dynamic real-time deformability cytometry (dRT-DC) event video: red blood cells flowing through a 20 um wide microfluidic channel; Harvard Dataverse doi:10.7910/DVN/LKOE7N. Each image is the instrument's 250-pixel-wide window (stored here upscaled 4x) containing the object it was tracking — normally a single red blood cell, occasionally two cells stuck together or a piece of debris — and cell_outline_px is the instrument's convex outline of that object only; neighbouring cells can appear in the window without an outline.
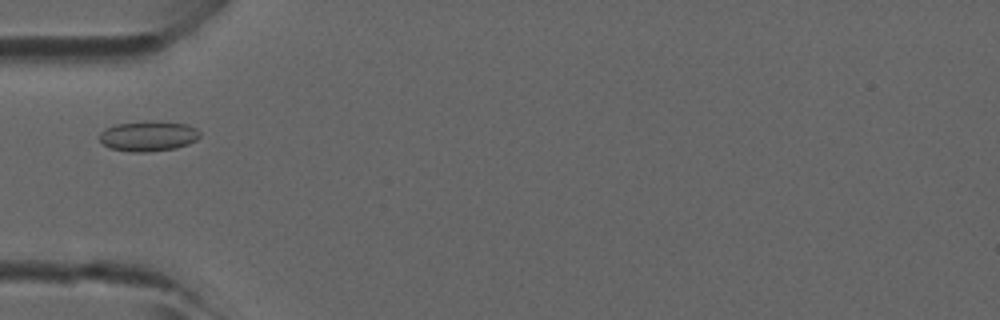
{"species": "common noctule bat (a hibernating species)", "species_latin": "Nyctalus noctula", "temperature_condition": "room temperature", "stored_images_in_passage": 4, "camera_frame_rate_fps": 3000, "um_per_image_px": 0.085, "animal": {"sex": "male", "forearm_length_mm": 52.5}, "frame": {"image": 1, "passage_image": 2, "time_ms": 0.333, "image_size_px": [1000, 320], "cell_outline_px": [[200, 136], [196, 140], [188, 144], [176, 148], [148, 152], [132, 152], [112, 148], [104, 144], [100, 140], [100, 132], [116, 124], [152, 120], [188, 124], [196, 128], [200, 132]], "centroid_in_image_um": [12.65, 11.56], "position_along_channel_um": 72.3, "area_um2": 17.69}}
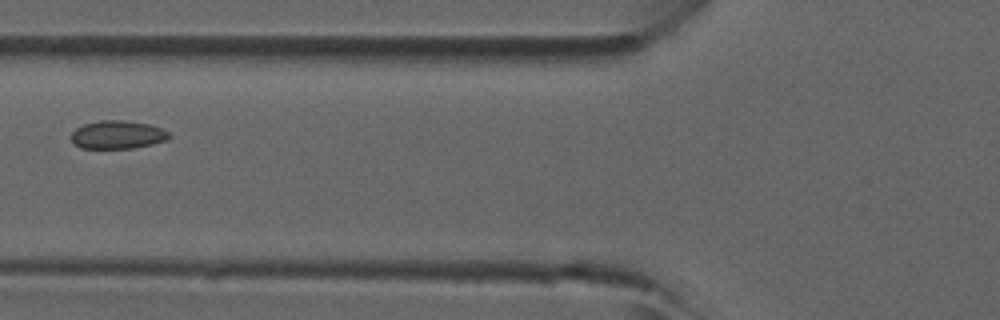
{"frame": {"image": 2, "passage_image": 3, "time_ms": 0.667, "image_size_px": [1000, 320], "cell_outline_px": [[172, 136], [164, 140], [152, 144], [132, 148], [80, 148], [72, 144], [72, 132], [76, 128], [84, 124], [100, 120], [120, 120], [148, 124], [160, 128], [168, 132]], "centroid_in_image_um": [9.95, 11.45], "position_along_channel_um": 115.8, "area_um2": 15.95}}
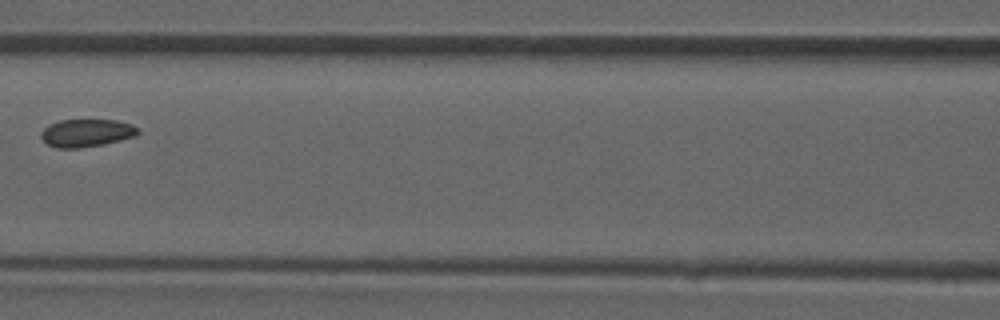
{"frame": {"image": 3, "passage_image": 4, "time_ms": 1.0, "image_size_px": [1000, 320], "cell_outline_px": [[140, 132], [136, 136], [104, 144], [80, 148], [56, 148], [48, 144], [40, 136], [40, 132], [48, 124], [60, 120], [116, 120], [132, 124], [140, 128]], "centroid_in_image_um": [7.37, 11.3], "position_along_channel_um": 159.2, "area_um2": 15.84}}